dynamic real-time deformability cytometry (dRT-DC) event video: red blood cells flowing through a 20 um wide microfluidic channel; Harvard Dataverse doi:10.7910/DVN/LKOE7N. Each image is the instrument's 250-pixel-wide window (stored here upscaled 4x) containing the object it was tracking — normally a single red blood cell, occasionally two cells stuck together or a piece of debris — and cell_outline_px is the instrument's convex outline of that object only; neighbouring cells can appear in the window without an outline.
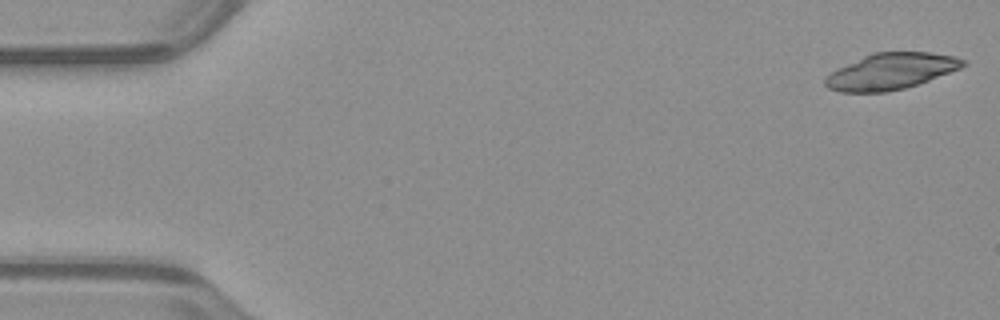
{"species": "common noctule bat (a hibernating species)", "species_latin": "Nyctalus noctula", "temperature_condition": "warm", "stored_images_in_passage": 23, "camera_frame_rate_fps": 3000, "um_per_image_px": 0.085, "animal": {"sex": "male", "body_mass_g": 23.1, "forearm_length_mm": 52.7}, "frame": {"image": 1, "passage_image": 1, "time_ms": 0.0, "image_size_px": [1000, 320], "cell_outline_px": [[968, 64], [960, 68], [928, 80], [904, 88], [888, 92], [840, 92], [828, 88], [824, 84], [824, 80], [832, 72], [872, 52], [928, 52], [956, 56], [968, 60]], "centroid_in_image_um": [75.77, 6.06], "position_along_channel_um": 9.2, "area_um2": 28.78}}